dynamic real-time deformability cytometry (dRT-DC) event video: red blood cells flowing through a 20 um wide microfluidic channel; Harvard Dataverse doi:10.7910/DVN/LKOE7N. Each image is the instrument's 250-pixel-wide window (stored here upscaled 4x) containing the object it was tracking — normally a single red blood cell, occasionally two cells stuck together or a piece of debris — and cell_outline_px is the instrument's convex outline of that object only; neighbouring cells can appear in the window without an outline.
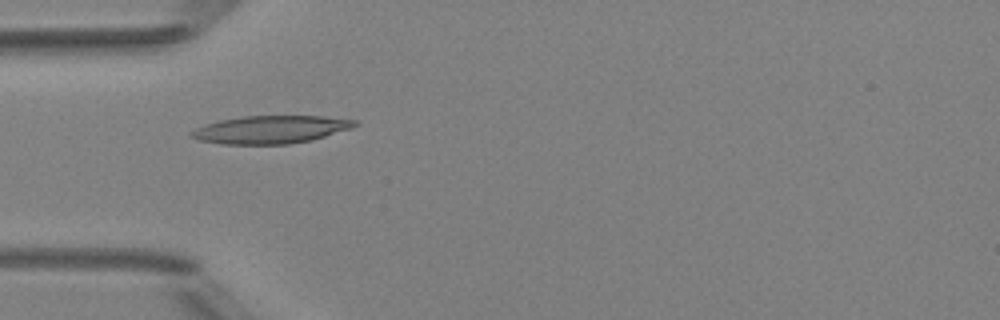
{"species": "Egyptian fruit bat (a non-hibernating species)", "species_latin": "Rousettus aegyptiacus", "temperature_condition": "room temperature", "stored_images_in_passage": 5, "camera_frame_rate_fps": 3000, "um_per_image_px": 0.085, "animal": {"sex": "female"}, "frame": {"image": 1, "passage_image": 5, "time_ms": 4.667, "image_size_px": [1000, 320], "cell_outline_px": [[360, 124], [352, 128], [312, 140], [288, 144], [220, 144], [200, 140], [188, 136], [188, 132], [204, 124], [220, 120], [240, 116], [320, 116], [356, 120]], "centroid_in_image_um": [22.98, 11.01], "position_along_channel_um": 62.0, "area_um2": 26.65}}